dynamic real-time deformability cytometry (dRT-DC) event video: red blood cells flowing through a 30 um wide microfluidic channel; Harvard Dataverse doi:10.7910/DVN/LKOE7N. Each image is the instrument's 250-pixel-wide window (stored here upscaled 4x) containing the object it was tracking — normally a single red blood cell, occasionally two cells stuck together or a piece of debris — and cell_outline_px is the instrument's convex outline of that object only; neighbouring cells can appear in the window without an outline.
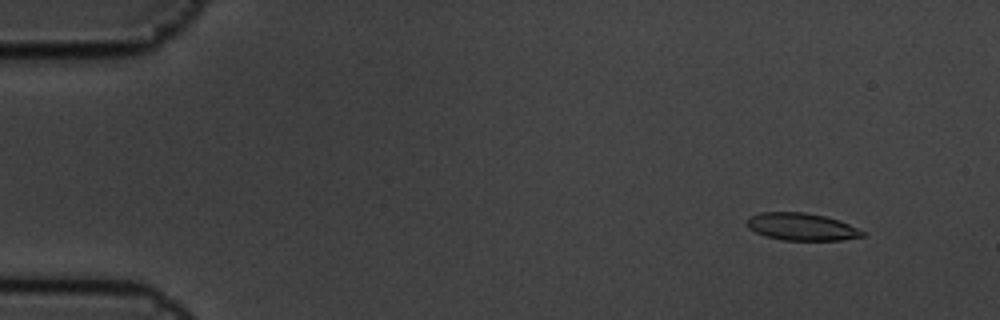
{"species": "common noctule bat (a hibernating species)", "species_latin": "Nyctalus noctula", "temperature_condition": "cold", "stored_images_in_passage": 10, "camera_frame_rate_fps": 3000, "um_per_image_px": 0.085, "animal": {"sex": "male", "body_mass_g": 19.5, "forearm_length_mm": 54.6}, "frame": {"image": 1, "passage_image": 2, "time_ms": 0.333, "image_size_px": [1000, 320], "cell_outline_px": [[864, 236], [840, 240], [784, 240], [764, 236], [748, 228], [748, 216], [760, 212], [804, 212], [824, 216], [840, 220], [864, 232]], "centroid_in_image_um": [68.1, 19.27], "position_along_channel_um": 16.9, "area_um2": 18.32}}
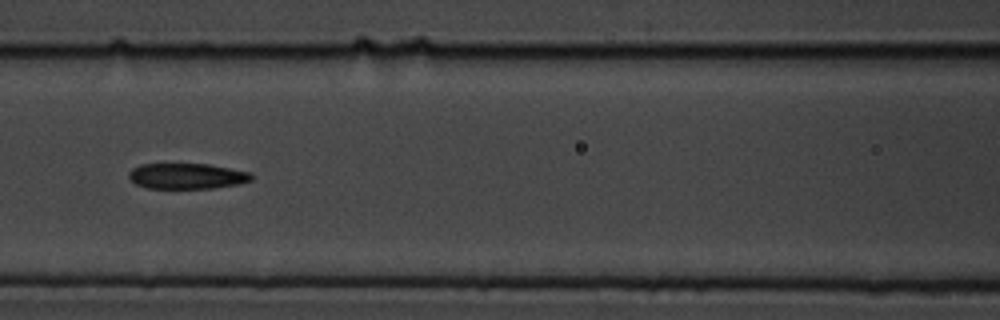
{"frame": {"image": 2, "passage_image": 8, "time_ms": 2.333, "image_size_px": [1000, 320], "cell_outline_px": [[252, 180], [240, 184], [212, 188], [148, 188], [136, 184], [128, 176], [128, 172], [132, 168], [140, 164], [208, 164], [248, 172], [252, 176]], "centroid_in_image_um": [15.86, 14.97], "position_along_channel_um": 150.7, "area_um2": 18.21}}
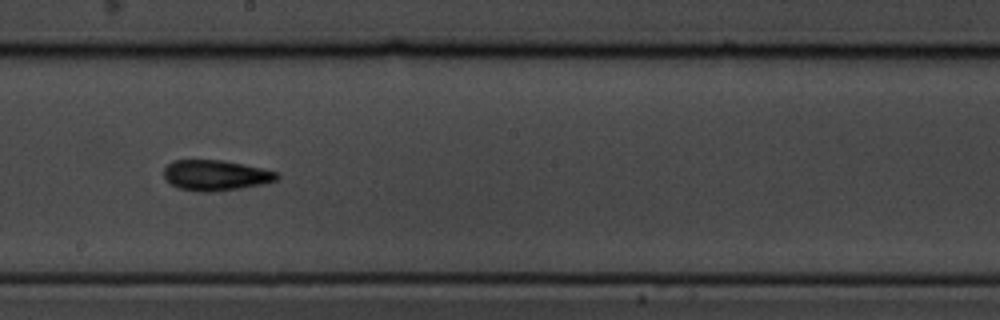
{"frame": {"image": 3, "passage_image": 10, "time_ms": 3.0, "image_size_px": [1000, 320], "cell_outline_px": [[280, 176], [276, 180], [264, 184], [240, 188], [212, 192], [200, 192], [180, 188], [172, 184], [164, 176], [164, 168], [172, 160], [224, 160], [244, 164], [276, 172]], "centroid_in_image_um": [18.33, 14.89], "position_along_channel_um": 229.9, "area_um2": 20.0}}